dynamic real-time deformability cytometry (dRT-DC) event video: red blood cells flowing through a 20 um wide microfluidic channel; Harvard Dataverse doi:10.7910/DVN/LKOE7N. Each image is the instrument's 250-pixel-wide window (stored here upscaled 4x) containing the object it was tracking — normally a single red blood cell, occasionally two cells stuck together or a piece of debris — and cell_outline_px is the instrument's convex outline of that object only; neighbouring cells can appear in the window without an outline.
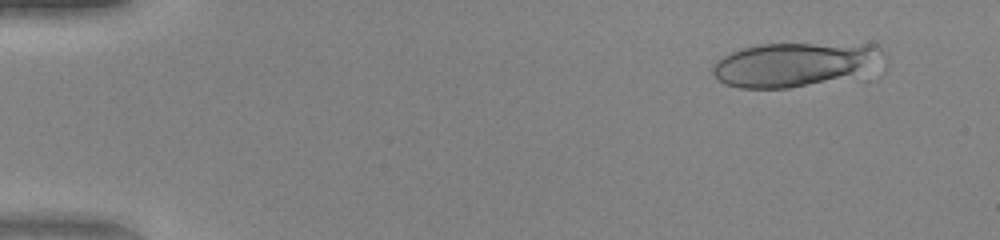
{"species": "human", "species_latin": "Homo sapiens", "temperature_condition": "warm", "stored_images_in_passage": 5, "camera_frame_rate_fps": 3000, "um_per_image_px": 0.085, "donor": {"sex": "female"}, "frame": {"image": 1, "passage_image": 1, "time_ms": 0.0, "image_size_px": [1000, 240], "cell_outline_px": [[880, 52], [848, 72], [824, 80], [788, 88], [740, 88], [724, 84], [712, 72], [712, 68], [716, 60], [732, 52], [756, 44], [876, 44], [880, 48]], "centroid_in_image_um": [67.12, 5.44], "position_along_channel_um": 17.9, "area_um2": 40.46}}